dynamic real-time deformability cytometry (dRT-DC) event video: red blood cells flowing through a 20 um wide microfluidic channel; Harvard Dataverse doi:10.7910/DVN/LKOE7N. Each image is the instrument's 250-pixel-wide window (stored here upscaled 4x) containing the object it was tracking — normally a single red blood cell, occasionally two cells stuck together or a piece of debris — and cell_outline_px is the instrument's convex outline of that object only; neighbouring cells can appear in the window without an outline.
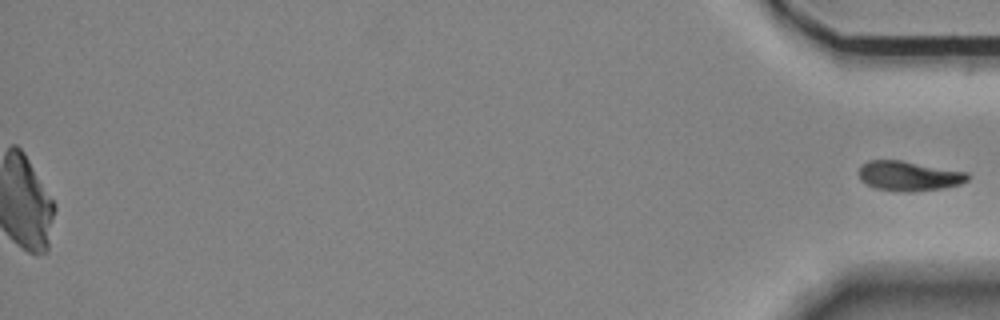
{"species": "Egyptian fruit bat (a non-hibernating species)", "species_latin": "Rousettus aegyptiacus", "temperature_condition": "room temperature", "stored_images_in_passage": 57, "segment_of_instrument_passage": [2, 2], "camera_frame_rate_fps": 3000, "um_per_image_px": 0.085, "animal": {"sex": "female"}, "frame": {"image": 1, "passage_image": 57, "time_ms": 18.667, "image_size_px": [1000, 320], "cell_outline_px": [[968, 180], [960, 184], [944, 188], [908, 192], [904, 192], [876, 188], [860, 180], [860, 168], [868, 160], [900, 160], [968, 172]], "centroid_in_image_um": [77.28, 14.95], "position_along_channel_um": 357.9, "area_um2": 18.67}}